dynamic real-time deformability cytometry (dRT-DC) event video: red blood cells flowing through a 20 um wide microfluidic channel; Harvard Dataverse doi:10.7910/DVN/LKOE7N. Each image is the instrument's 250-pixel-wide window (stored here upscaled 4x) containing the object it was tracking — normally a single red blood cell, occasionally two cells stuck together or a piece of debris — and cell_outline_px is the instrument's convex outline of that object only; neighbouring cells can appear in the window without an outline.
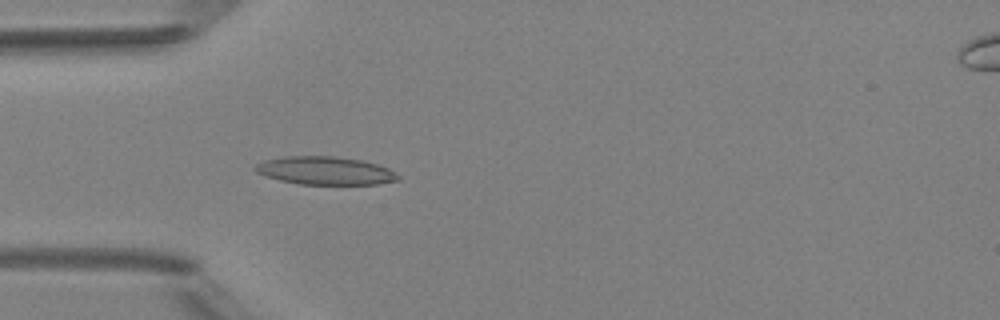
{"species": "Egyptian fruit bat (a non-hibernating species)", "species_latin": "Rousettus aegyptiacus", "temperature_condition": "room temperature", "stored_images_in_passage": 5, "camera_frame_rate_fps": 3000, "um_per_image_px": 0.085, "animal": {"sex": "female"}, "frame": {"image": 1, "passage_image": 5, "time_ms": 4.667, "image_size_px": [1000, 320], "cell_outline_px": [[400, 180], [376, 184], [300, 184], [280, 180], [256, 172], [252, 168], [256, 164], [264, 160], [284, 156], [336, 156], [364, 160], [388, 168], [396, 172], [400, 176]], "centroid_in_image_um": [27.66, 14.5], "position_along_channel_um": 57.3, "area_um2": 23.47}}